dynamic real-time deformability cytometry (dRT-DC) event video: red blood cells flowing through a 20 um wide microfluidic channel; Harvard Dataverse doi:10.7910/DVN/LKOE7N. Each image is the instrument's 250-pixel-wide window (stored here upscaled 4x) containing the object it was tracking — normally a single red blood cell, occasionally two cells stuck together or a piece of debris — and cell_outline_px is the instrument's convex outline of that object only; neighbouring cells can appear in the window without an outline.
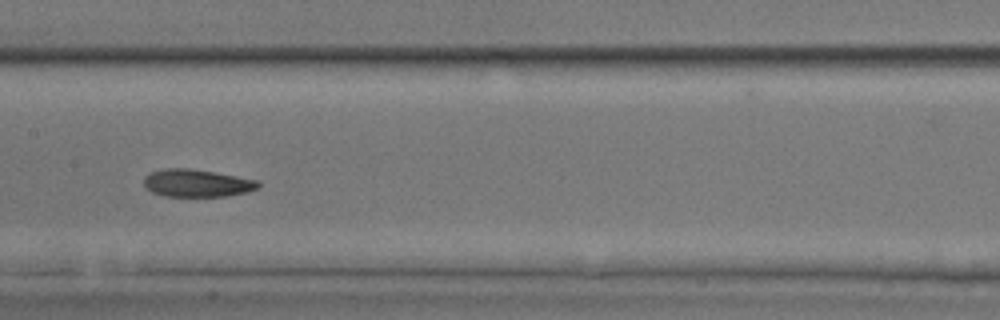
{"species": "common noctule bat (a hibernating species)", "species_latin": "Nyctalus noctula", "temperature_condition": "room temperature", "stored_images_in_passage": 21, "camera_frame_rate_fps": 3000, "um_per_image_px": 0.085, "animal": {"sex": "male", "body_mass_g": 17.9, "forearm_length_mm": 54.2}, "frame": {"image": 1, "passage_image": 12, "time_ms": 3.667, "image_size_px": [1000, 320], "cell_outline_px": [[260, 188], [248, 192], [228, 196], [164, 196], [152, 192], [144, 184], [144, 176], [148, 172], [164, 168], [188, 168], [236, 176], [256, 180], [260, 184]], "centroid_in_image_um": [16.72, 15.56], "position_along_channel_um": 190.7, "area_um2": 18.38}}
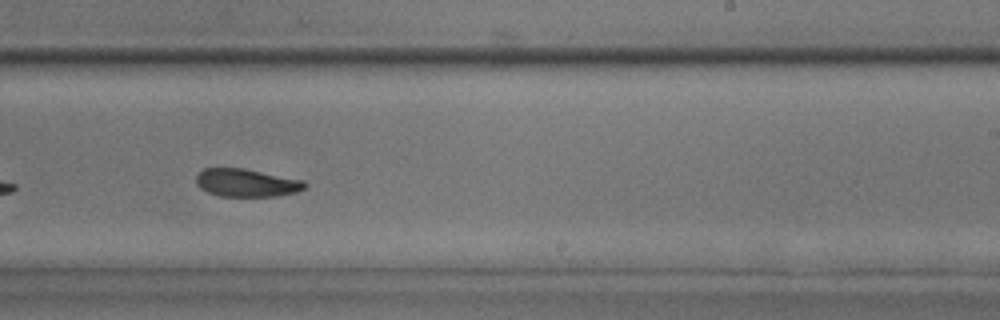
{"frame": {"image": 2, "passage_image": 18, "time_ms": 5.667, "image_size_px": [1000, 320], "cell_outline_px": [[308, 188], [296, 192], [276, 196], [220, 196], [208, 192], [200, 188], [196, 184], [196, 172], [204, 168], [244, 168], [304, 180], [308, 184]], "centroid_in_image_um": [20.96, 15.53], "position_along_channel_um": 268.0, "area_um2": 17.92}}